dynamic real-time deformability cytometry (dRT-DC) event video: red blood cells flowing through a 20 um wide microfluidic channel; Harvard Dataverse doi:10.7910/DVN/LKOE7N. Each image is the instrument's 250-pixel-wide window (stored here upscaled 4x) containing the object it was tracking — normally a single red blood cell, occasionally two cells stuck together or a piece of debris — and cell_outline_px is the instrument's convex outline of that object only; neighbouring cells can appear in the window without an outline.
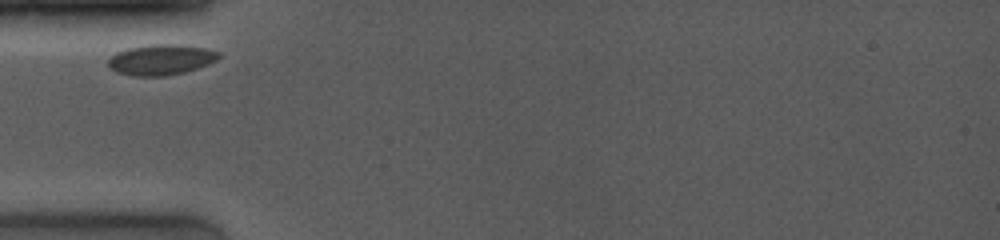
{"species": "common noctule bat (a hibernating species)", "species_latin": "Nyctalus noctula", "temperature_condition": "room temperature", "stored_images_in_passage": 26, "camera_frame_rate_fps": 4000, "um_per_image_px": 0.085, "animal": {"sex": "female", "body_mass_g": 19.0, "forearm_length_mm": 53.3}, "frame": {"image": 1, "passage_image": 1, "time_ms": 0.0, "image_size_px": [1000, 240], "cell_outline_px": [[220, 56], [216, 60], [208, 64], [184, 72], [164, 76], [132, 76], [116, 72], [108, 64], [108, 60], [116, 52], [128, 48], [152, 44], [180, 44], [208, 48], [220, 52]], "centroid_in_image_um": [13.7, 5.06], "position_along_channel_um": 71.3, "area_um2": 19.71}}
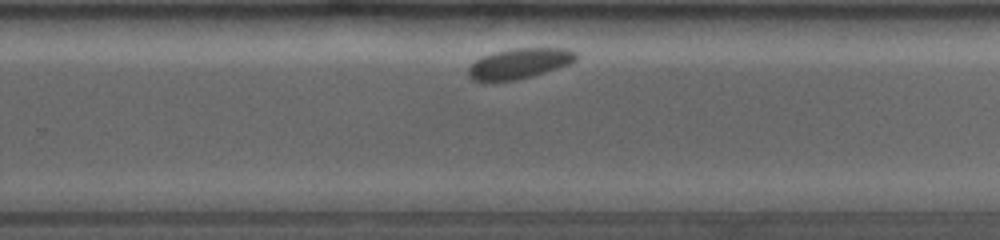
{"frame": {"image": 2, "passage_image": 16, "time_ms": 6.0, "image_size_px": [1000, 240], "cell_outline_px": [[580, 56], [576, 60], [568, 64], [532, 76], [516, 80], [484, 84], [472, 80], [468, 76], [468, 68], [476, 60], [484, 56], [496, 52], [512, 48], [568, 48], [576, 52]], "centroid_in_image_um": [44.11, 5.43], "position_along_channel_um": 285.7, "area_um2": 19.42}}
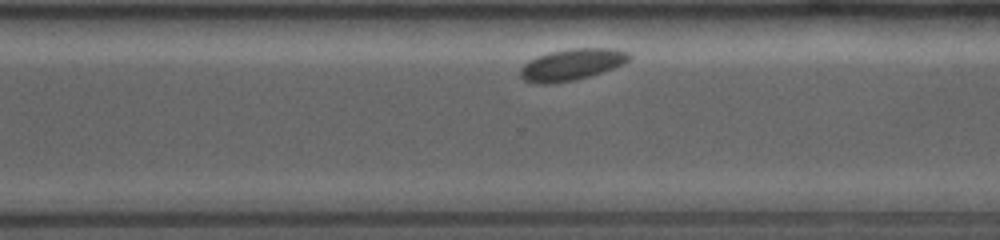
{"frame": {"image": 3, "passage_image": 21, "time_ms": 7.0, "image_size_px": [1000, 240], "cell_outline_px": [[632, 56], [624, 64], [576, 80], [552, 84], [536, 84], [524, 80], [520, 76], [520, 68], [524, 64], [548, 52], [572, 48], [616, 48], [628, 52]], "centroid_in_image_um": [48.61, 5.49], "position_along_channel_um": 322.0, "area_um2": 19.94}}